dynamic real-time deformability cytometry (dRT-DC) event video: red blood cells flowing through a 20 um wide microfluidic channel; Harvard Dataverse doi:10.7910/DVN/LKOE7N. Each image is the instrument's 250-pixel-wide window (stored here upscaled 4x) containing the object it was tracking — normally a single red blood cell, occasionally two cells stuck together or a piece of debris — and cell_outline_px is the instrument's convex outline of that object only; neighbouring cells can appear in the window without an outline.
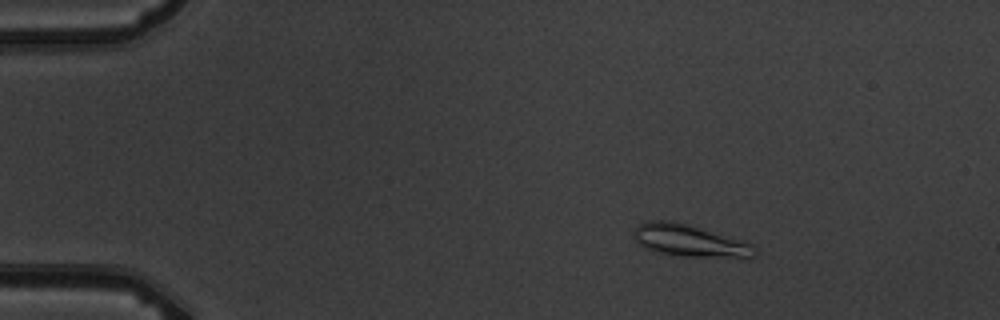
{"species": "common noctule bat (a hibernating species)", "species_latin": "Nyctalus noctula", "temperature_condition": "warm", "stored_images_in_passage": 3, "camera_frame_rate_fps": 3000, "um_per_image_px": 0.085, "animal": {"sex": "male", "body_mass_g": 19.5, "forearm_length_mm": 54.6}, "frame": {"image": 1, "passage_image": 1, "time_ms": 0.0, "image_size_px": [1000, 320], "cell_outline_px": [[756, 256], [752, 260], [748, 260], [672, 256], [652, 252], [644, 248], [636, 240], [636, 228], [640, 224], [648, 220], [672, 220], [692, 224], [744, 240], [752, 244], [756, 248]], "centroid_in_image_um": [58.77, 20.51], "position_along_channel_um": 26.2, "area_um2": 24.04}}